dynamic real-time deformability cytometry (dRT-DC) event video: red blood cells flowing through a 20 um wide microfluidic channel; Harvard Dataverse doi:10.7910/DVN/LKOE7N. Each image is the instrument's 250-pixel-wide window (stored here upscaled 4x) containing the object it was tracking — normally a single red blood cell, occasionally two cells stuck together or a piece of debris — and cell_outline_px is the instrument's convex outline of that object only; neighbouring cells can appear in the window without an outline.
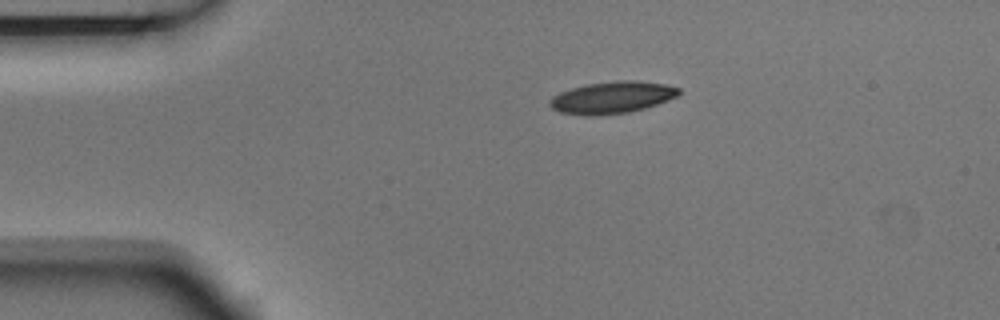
{"species": "Egyptian fruit bat (a non-hibernating species)", "species_latin": "Rousettus aegyptiacus", "temperature_condition": "room temperature", "stored_images_in_passage": 3, "camera_frame_rate_fps": 3000, "um_per_image_px": 0.085, "animal": {"sex": "male"}, "frame": {"image": 1, "passage_image": 1, "time_ms": 0.0, "image_size_px": [1000, 320], "cell_outline_px": [[680, 92], [676, 96], [668, 100], [644, 108], [628, 112], [588, 116], [560, 112], [552, 108], [548, 104], [548, 100], [552, 96], [560, 92], [572, 88], [588, 84], [620, 80], [628, 80], [664, 84], [680, 88]], "centroid_in_image_um": [51.98, 8.29], "position_along_channel_um": 33.0, "area_um2": 23.7}}
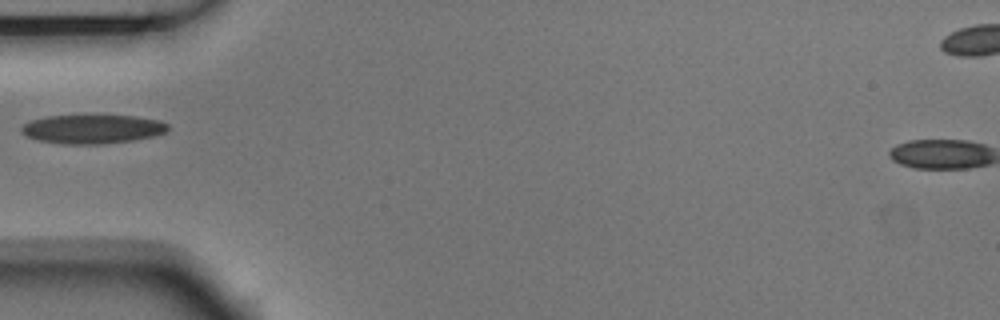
{"frame": {"image": 2, "passage_image": 3, "time_ms": 0.667, "image_size_px": [1000, 320], "cell_outline_px": [[168, 128], [164, 132], [152, 136], [136, 140], [100, 144], [60, 144], [36, 140], [20, 132], [20, 128], [24, 124], [32, 120], [48, 116], [136, 116], [160, 120], [168, 124]], "centroid_in_image_um": [7.84, 10.98], "position_along_channel_um": 77.2, "area_um2": 24.62}}